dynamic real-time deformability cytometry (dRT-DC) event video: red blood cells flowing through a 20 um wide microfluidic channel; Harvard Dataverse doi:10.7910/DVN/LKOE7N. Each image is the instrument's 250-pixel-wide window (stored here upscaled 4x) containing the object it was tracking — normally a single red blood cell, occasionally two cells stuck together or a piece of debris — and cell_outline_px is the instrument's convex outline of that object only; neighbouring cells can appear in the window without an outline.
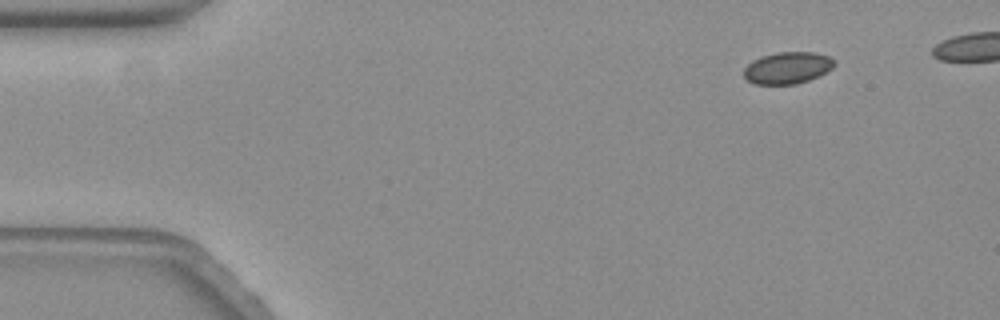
{"species": "common noctule bat (a hibernating species)", "species_latin": "Nyctalus noctula", "temperature_condition": "warm", "stored_images_in_passage": 48, "camera_frame_rate_fps": 3000, "um_per_image_px": 0.085, "animal": {"sex": "female", "body_mass_g": 19.3, "forearm_length_mm": 54.1}, "frame": {"image": 1, "passage_image": 1, "time_ms": 0.0, "image_size_px": [1000, 320], "cell_outline_px": [[836, 64], [832, 68], [820, 76], [796, 84], [756, 84], [748, 80], [744, 76], [744, 68], [752, 60], [776, 52], [816, 52], [828, 56], [836, 60]], "centroid_in_image_um": [66.98, 5.76], "position_along_channel_um": 18.0, "area_um2": 16.82}}
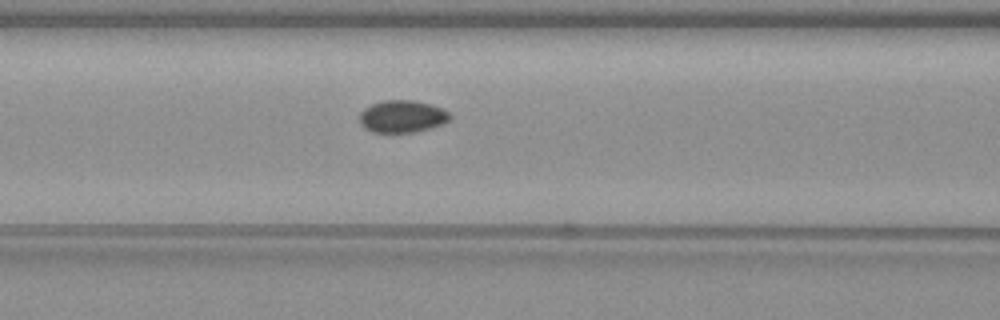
{"frame": {"image": 2, "passage_image": 19, "time_ms": 6.0, "image_size_px": [1000, 320], "cell_outline_px": [[452, 116], [444, 124], [412, 132], [372, 132], [364, 128], [360, 124], [360, 112], [364, 108], [372, 104], [384, 100], [412, 100], [444, 108]], "centroid_in_image_um": [34.18, 9.89], "position_along_channel_um": 132.4, "area_um2": 16.94}}
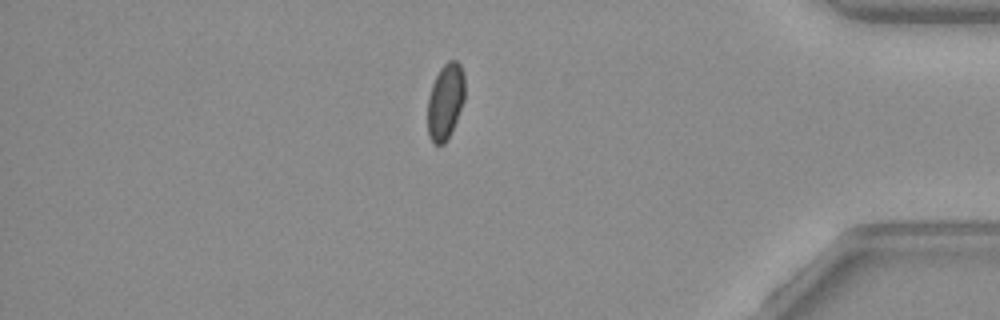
{"frame": {"image": 3, "passage_image": 45, "time_ms": 14.667, "image_size_px": [1000, 320], "cell_outline_px": [[464, 100], [456, 120], [444, 144], [432, 144], [428, 136], [428, 96], [432, 84], [440, 68], [448, 60], [456, 60], [460, 64], [464, 76]], "centroid_in_image_um": [37.84, 8.61], "position_along_channel_um": 397.4, "area_um2": 16.36}}